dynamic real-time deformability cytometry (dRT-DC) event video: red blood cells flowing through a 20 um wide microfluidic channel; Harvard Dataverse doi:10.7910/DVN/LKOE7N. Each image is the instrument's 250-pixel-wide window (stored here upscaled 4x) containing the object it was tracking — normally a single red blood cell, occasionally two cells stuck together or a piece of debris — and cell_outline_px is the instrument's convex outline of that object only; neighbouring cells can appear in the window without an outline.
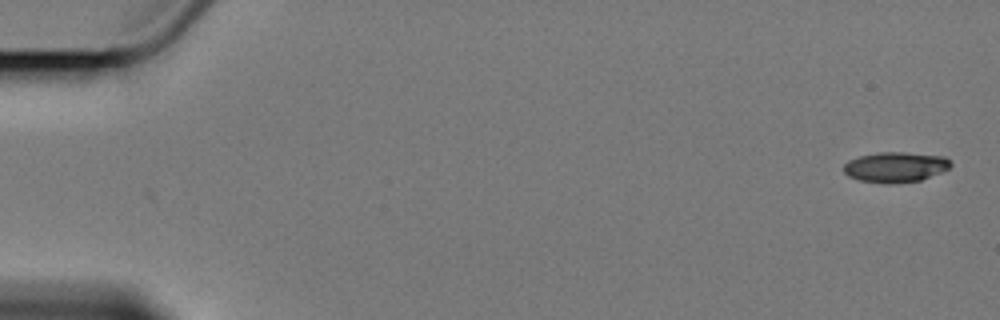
{"species": "Egyptian fruit bat (a non-hibernating species)", "species_latin": "Rousettus aegyptiacus", "temperature_condition": "cold", "stored_images_in_passage": 6, "camera_frame_rate_fps": 3000, "um_per_image_px": 0.085, "animal": {"sex": "female"}, "frame": {"image": 1, "passage_image": 1, "time_ms": 0.0, "image_size_px": [1000, 320], "cell_outline_px": [[952, 164], [948, 168], [940, 172], [920, 180], [888, 184], [860, 180], [848, 176], [844, 172], [844, 164], [848, 160], [860, 156], [880, 152], [904, 152], [944, 156]], "centroid_in_image_um": [76.09, 14.19], "position_along_channel_um": 8.9, "area_um2": 18.67}}
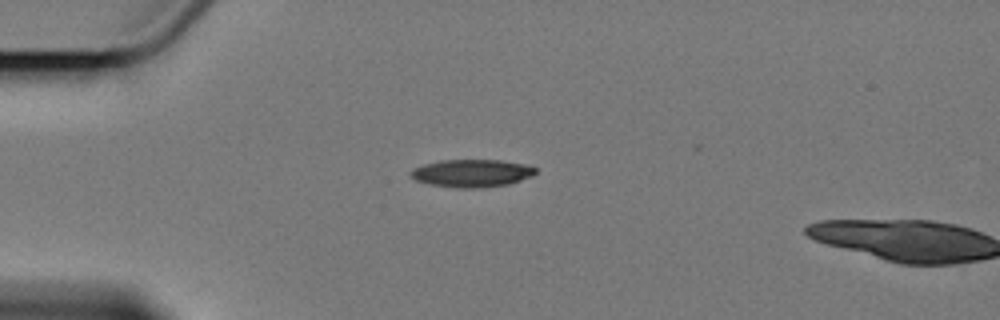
{"frame": {"image": 2, "passage_image": 5, "time_ms": 4.667, "image_size_px": [1000, 320], "cell_outline_px": [[536, 172], [532, 176], [508, 184], [476, 188], [456, 188], [428, 184], [416, 180], [408, 176], [408, 172], [412, 168], [424, 164], [440, 160], [500, 160], [528, 164], [536, 168]], "centroid_in_image_um": [40.06, 14.71], "position_along_channel_um": 44.9, "area_um2": 20.35}}